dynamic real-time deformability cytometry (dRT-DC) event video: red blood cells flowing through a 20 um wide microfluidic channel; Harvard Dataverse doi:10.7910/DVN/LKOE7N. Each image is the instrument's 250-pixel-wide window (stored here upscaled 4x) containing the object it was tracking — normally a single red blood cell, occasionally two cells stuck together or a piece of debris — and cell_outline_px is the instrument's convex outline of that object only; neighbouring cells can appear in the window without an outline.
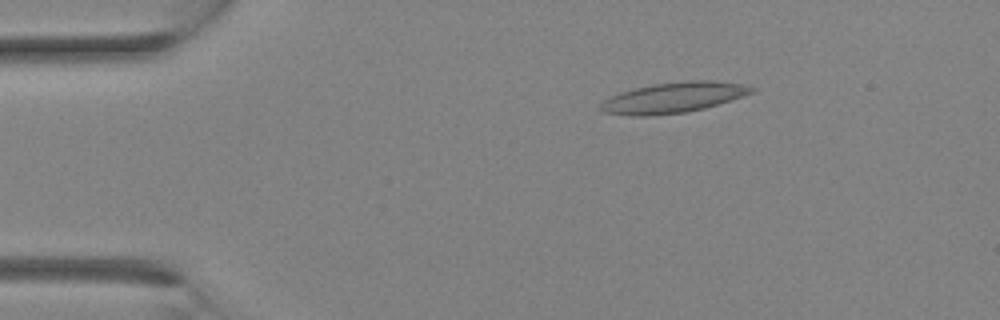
{"species": "Egyptian fruit bat (a non-hibernating species)", "species_latin": "Rousettus aegyptiacus", "temperature_condition": "room temperature", "stored_images_in_passage": 3, "camera_frame_rate_fps": 3000, "um_per_image_px": 0.085, "animal": {"sex": "female"}, "frame": {"image": 1, "passage_image": 2, "time_ms": 1.333, "image_size_px": [1000, 320], "cell_outline_px": [[756, 88], [752, 92], [704, 108], [684, 112], [648, 116], [632, 116], [604, 112], [600, 108], [600, 104], [604, 100], [620, 92], [652, 84], [688, 80], [712, 80], [740, 84]], "centroid_in_image_um": [57.18, 8.29], "position_along_channel_um": 27.8, "area_um2": 26.36}}